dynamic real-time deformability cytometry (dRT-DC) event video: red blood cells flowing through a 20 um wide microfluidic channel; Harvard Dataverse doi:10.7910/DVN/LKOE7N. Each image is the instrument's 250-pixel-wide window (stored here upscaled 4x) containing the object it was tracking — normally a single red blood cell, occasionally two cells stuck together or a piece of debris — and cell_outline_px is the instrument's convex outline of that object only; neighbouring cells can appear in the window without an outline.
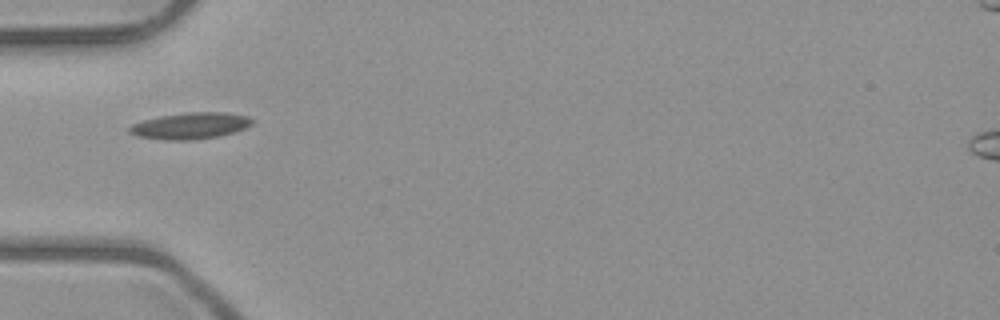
{"species": "common noctule bat (a hibernating species)", "species_latin": "Nyctalus noctula", "temperature_condition": "room temperature", "stored_images_in_passage": 1, "camera_frame_rate_fps": 3000, "um_per_image_px": 0.085, "animal": {"sex": "male", "body_mass_g": 23.1, "forearm_length_mm": 52.7}, "frame": {"image": 1, "passage_image": 1, "time_ms": 0.0, "image_size_px": [1000, 320], "cell_outline_px": [[252, 124], [244, 128], [220, 136], [192, 140], [168, 140], [136, 136], [128, 132], [128, 128], [132, 124], [144, 120], [160, 116], [184, 112], [224, 112], [248, 116], [252, 120]], "centroid_in_image_um": [16.15, 10.69], "position_along_channel_um": 68.8, "area_um2": 18.84}}